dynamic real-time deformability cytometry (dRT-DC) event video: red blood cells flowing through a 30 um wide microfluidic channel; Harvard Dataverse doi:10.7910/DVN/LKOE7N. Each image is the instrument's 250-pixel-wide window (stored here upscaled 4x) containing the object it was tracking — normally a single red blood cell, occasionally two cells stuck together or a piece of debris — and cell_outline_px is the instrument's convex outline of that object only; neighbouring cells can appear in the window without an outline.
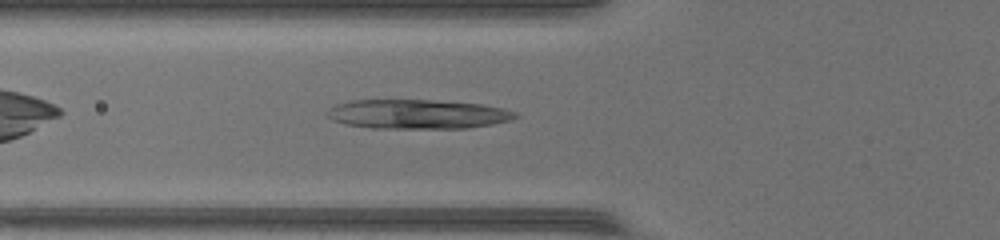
{"species": "common noctule bat (a hibernating species)", "species_latin": "Nyctalus noctula", "temperature_condition": "warm", "stored_images_in_passage": 31, "camera_frame_rate_fps": 3000, "um_per_image_px": 0.085, "animal": {"sex": "female", "body_mass_g": 17.0, "forearm_length_mm": 48.0}, "frame": {"image": 1, "passage_image": 4, "time_ms": 1.0, "image_size_px": [1000, 240], "cell_outline_px": [[520, 116], [512, 120], [492, 124], [468, 128], [372, 128], [344, 124], [332, 120], [324, 116], [324, 112], [328, 108], [336, 104], [352, 100], [432, 100], [484, 104], [504, 108], [516, 112]], "centroid_in_image_um": [35.47, 9.7], "position_along_channel_um": 90.3, "area_um2": 32.6}}
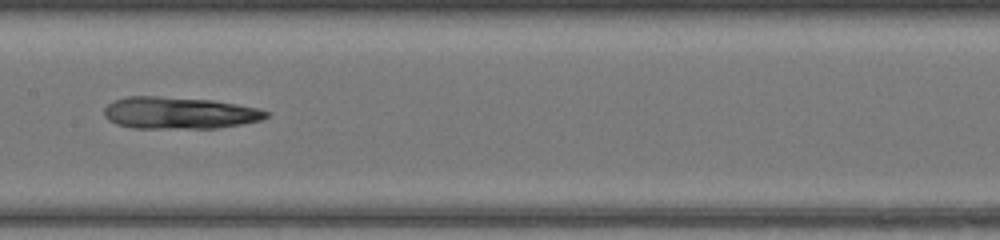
{"frame": {"image": 2, "passage_image": 11, "time_ms": 3.333, "image_size_px": [1000, 240], "cell_outline_px": [[268, 116], [264, 120], [216, 128], [132, 128], [116, 124], [108, 120], [104, 116], [104, 108], [108, 104], [116, 100], [128, 96], [156, 96], [212, 100], [236, 104], [256, 108], [268, 112]], "centroid_in_image_um": [15.21, 9.6], "position_along_channel_um": 192.2, "area_um2": 30.06}}
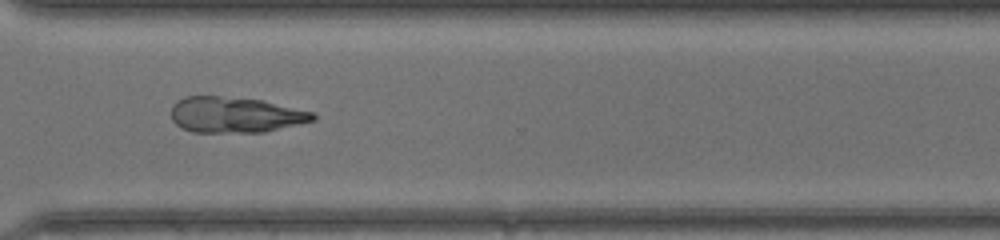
{"frame": {"image": 3, "passage_image": 22, "time_ms": 7.0, "image_size_px": [1000, 240], "cell_outline_px": [[316, 120], [264, 132], [192, 132], [180, 128], [172, 120], [172, 104], [176, 100], [184, 96], [220, 96], [260, 100], [316, 112]], "centroid_in_image_um": [19.98, 9.76], "position_along_channel_um": 350.6, "area_um2": 29.65}}